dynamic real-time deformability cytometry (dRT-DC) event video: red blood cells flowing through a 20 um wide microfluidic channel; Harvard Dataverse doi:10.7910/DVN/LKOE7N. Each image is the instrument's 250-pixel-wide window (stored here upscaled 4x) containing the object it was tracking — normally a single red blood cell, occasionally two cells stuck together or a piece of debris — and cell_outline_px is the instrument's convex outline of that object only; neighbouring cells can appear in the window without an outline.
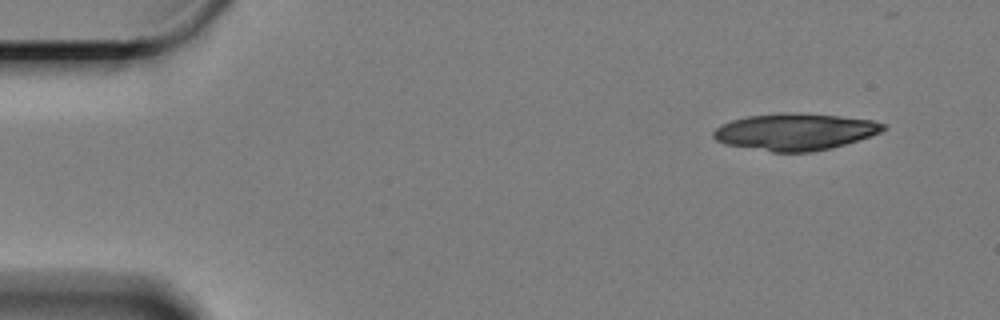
{"species": "Egyptian fruit bat (a non-hibernating species)", "species_latin": "Rousettus aegyptiacus", "temperature_condition": "cold", "stored_images_in_passage": 29, "camera_frame_rate_fps": 3000, "um_per_image_px": 0.085, "animal": {"sex": "female"}, "frame": {"image": 1, "passage_image": 1, "time_ms": 0.0, "image_size_px": [1000, 320], "cell_outline_px": [[888, 128], [880, 132], [844, 144], [812, 152], [772, 152], [724, 144], [716, 140], [712, 136], [712, 132], [716, 128], [732, 120], [748, 116], [780, 112], [788, 112], [836, 116], [872, 120], [888, 124]], "centroid_in_image_um": [67.55, 11.2], "position_along_channel_um": 17.4, "area_um2": 36.18}}
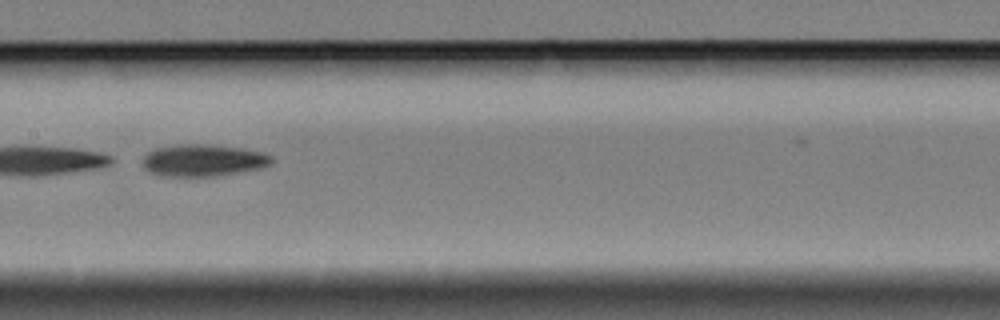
{"frame": {"image": 2, "passage_image": 26, "time_ms": 8.333, "image_size_px": [1000, 320], "cell_outline_px": [[272, 160], [268, 164], [260, 168], [212, 176], [160, 176], [148, 172], [144, 168], [144, 156], [148, 152], [156, 148], [176, 144], [204, 144], [244, 148], [264, 152], [272, 156]], "centroid_in_image_um": [17.24, 13.62], "position_along_channel_um": 190.2, "area_um2": 23.93}}